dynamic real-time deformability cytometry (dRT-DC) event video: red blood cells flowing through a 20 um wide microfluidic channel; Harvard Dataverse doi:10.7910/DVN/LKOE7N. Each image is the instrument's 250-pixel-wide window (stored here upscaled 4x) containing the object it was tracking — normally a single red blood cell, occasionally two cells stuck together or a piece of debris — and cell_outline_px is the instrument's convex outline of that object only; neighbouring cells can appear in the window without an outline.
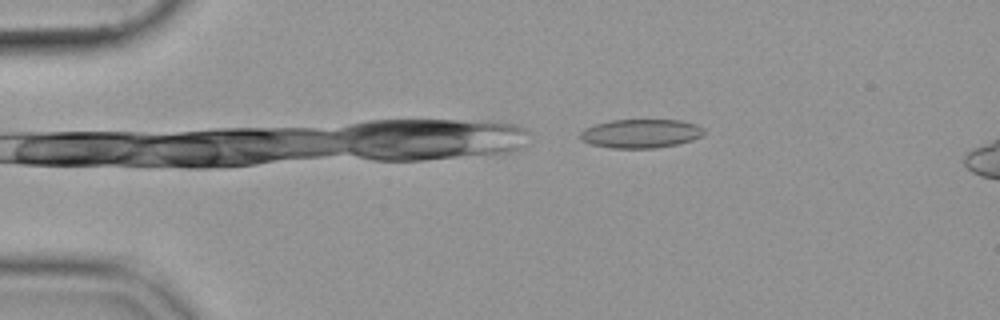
{"species": "common noctule bat (a hibernating species)", "species_latin": "Nyctalus noctula", "temperature_condition": "cold", "stored_images_in_passage": 13, "camera_frame_rate_fps": 3000, "um_per_image_px": 0.085, "animal": {"sex": "female", "body_mass_g": 19.9}, "frame": {"image": 1, "passage_image": 3, "time_ms": 0.667, "image_size_px": [1000, 320], "cell_outline_px": [[704, 132], [700, 136], [692, 140], [676, 144], [652, 148], [612, 148], [592, 144], [580, 140], [580, 132], [584, 128], [596, 124], [612, 120], [680, 120], [696, 124], [704, 128]], "centroid_in_image_um": [54.45, 11.34], "position_along_channel_um": 30.6, "area_um2": 20.63}}